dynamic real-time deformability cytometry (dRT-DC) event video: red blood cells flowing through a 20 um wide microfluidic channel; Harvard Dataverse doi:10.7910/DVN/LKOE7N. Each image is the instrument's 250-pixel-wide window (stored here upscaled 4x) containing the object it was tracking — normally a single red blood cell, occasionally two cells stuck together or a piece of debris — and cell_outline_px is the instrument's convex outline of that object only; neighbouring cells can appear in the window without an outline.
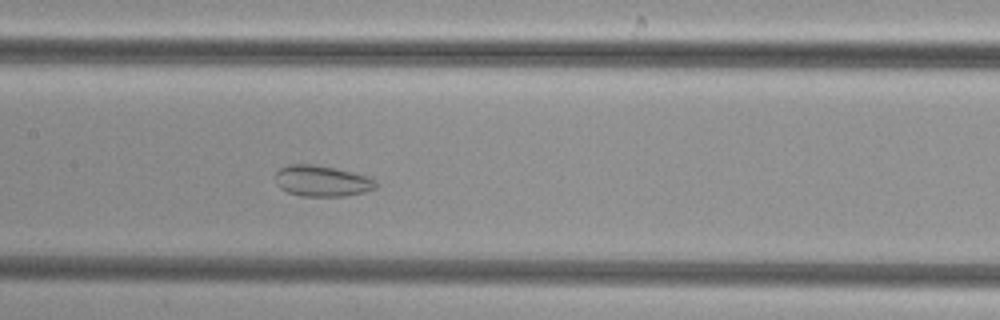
{"species": "common noctule bat (a hibernating species)", "species_latin": "Nyctalus noctula", "temperature_condition": "cold", "stored_images_in_passage": 44, "camera_frame_rate_fps": 3000, "um_per_image_px": 0.085, "animal": {"sex": "female", "body_mass_g": 29.2, "forearm_length_mm": 56.3}, "frame": {"image": 1, "passage_image": 18, "time_ms": 5.667, "image_size_px": [1000, 320], "cell_outline_px": [[380, 184], [376, 188], [364, 192], [344, 196], [300, 196], [288, 192], [280, 188], [276, 184], [276, 172], [280, 168], [288, 164], [312, 164], [336, 168], [368, 176], [376, 180]], "centroid_in_image_um": [27.39, 15.38], "position_along_channel_um": 180.0, "area_um2": 18.32}}
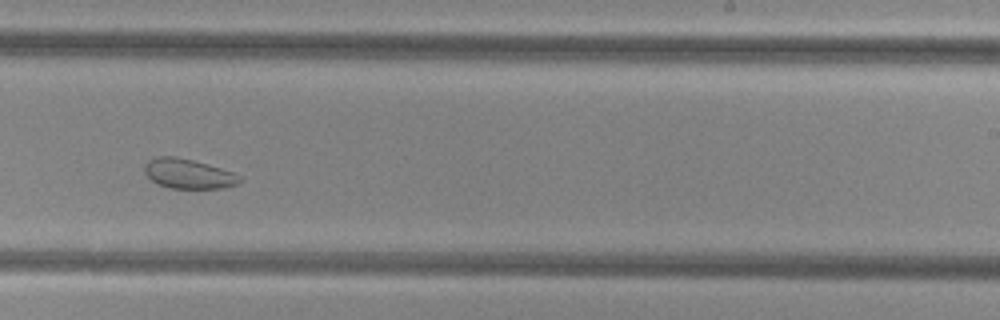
{"frame": {"image": 2, "passage_image": 25, "time_ms": 8.0, "image_size_px": [1000, 320], "cell_outline_px": [[244, 180], [236, 184], [224, 188], [168, 188], [152, 180], [144, 172], [144, 164], [148, 160], [156, 156], [176, 156], [208, 164], [244, 176]], "centroid_in_image_um": [16.03, 14.76], "position_along_channel_um": 273.0, "area_um2": 16.59}}
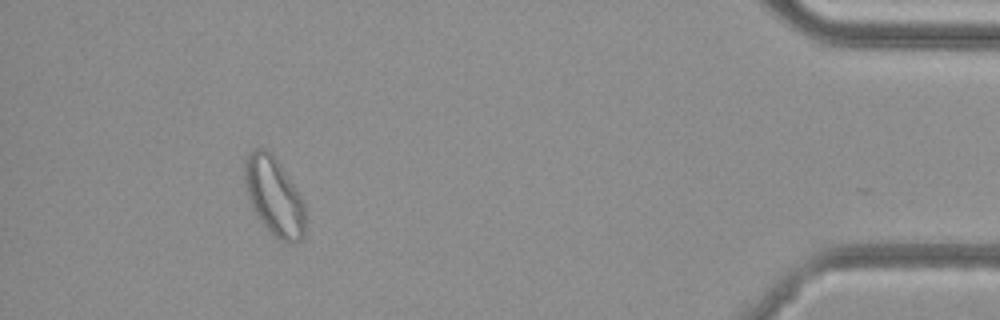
{"frame": {"image": 3, "passage_image": 40, "time_ms": 13.0, "image_size_px": [1000, 320], "cell_outline_px": [[304, 236], [300, 240], [292, 244], [288, 244], [280, 240], [256, 216], [252, 208], [244, 184], [244, 160], [248, 152], [256, 148], [264, 148], [280, 164], [304, 200]], "centroid_in_image_um": [23.28, 16.69], "position_along_channel_um": 411.9, "area_um2": 27.57}}